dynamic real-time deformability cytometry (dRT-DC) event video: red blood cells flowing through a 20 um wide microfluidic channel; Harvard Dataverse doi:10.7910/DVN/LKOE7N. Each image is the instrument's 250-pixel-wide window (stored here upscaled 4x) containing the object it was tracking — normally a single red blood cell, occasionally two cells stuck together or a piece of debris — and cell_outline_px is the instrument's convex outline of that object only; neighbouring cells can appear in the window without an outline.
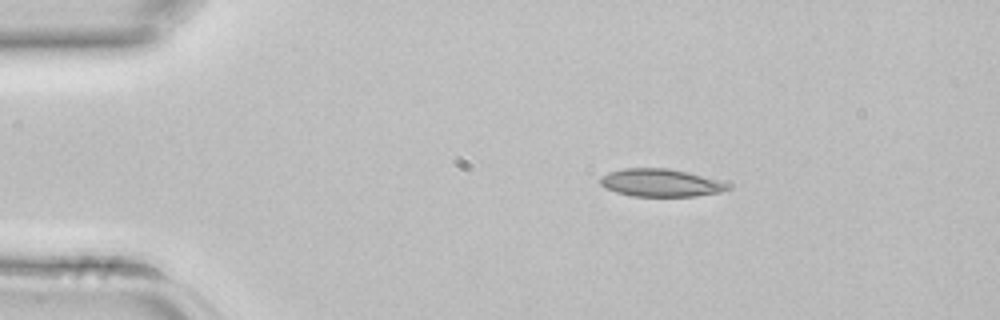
{"species": "common noctule bat (a hibernating species)", "species_latin": "Nyctalus noctula", "temperature_condition": "room temperature", "stored_images_in_passage": 2, "camera_frame_rate_fps": 3000, "um_per_image_px": 0.085, "animal": {"sex": "female", "body_mass_g": 22.7, "forearm_length_mm": 54.2}, "frame": {"image": 1, "passage_image": 1, "time_ms": 0.0, "image_size_px": [1000, 320], "cell_outline_px": [[728, 188], [720, 192], [696, 196], [632, 196], [616, 192], [604, 188], [600, 184], [600, 176], [608, 172], [624, 168], [668, 168], [688, 172], [728, 184]], "centroid_in_image_um": [56.06, 15.53], "position_along_channel_um": 28.9, "area_um2": 20.4}}